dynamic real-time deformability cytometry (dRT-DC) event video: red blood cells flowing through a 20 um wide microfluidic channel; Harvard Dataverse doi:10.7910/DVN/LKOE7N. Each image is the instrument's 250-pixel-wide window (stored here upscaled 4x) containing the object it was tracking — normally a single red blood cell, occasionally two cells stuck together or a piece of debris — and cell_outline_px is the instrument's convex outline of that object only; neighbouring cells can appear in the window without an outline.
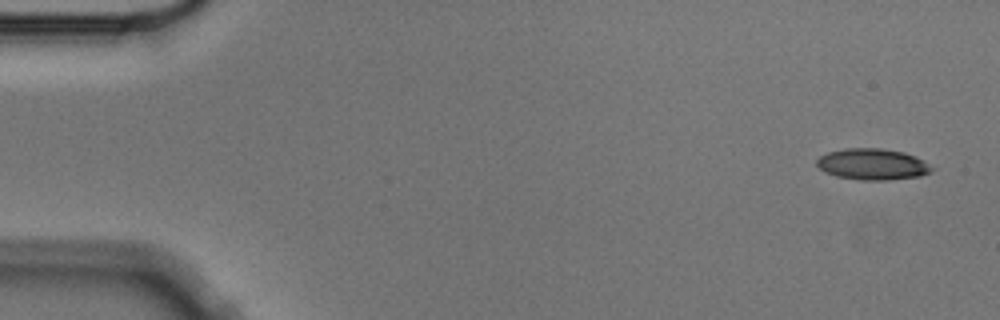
{"species": "Egyptian fruit bat (a non-hibernating species)", "species_latin": "Rousettus aegyptiacus", "temperature_condition": "cold", "stored_images_in_passage": 7, "camera_frame_rate_fps": 3000, "um_per_image_px": 0.085, "animal": {"sex": "male"}, "frame": {"image": 1, "passage_image": 1, "time_ms": 0.0, "image_size_px": [1000, 320], "cell_outline_px": [[936, 168], [932, 172], [920, 176], [888, 180], [860, 180], [836, 176], [824, 172], [816, 164], [816, 160], [820, 156], [828, 152], [844, 148], [880, 148], [904, 152], [916, 156], [924, 160]], "centroid_in_image_um": [74.2, 13.96], "position_along_channel_um": 10.8, "area_um2": 21.21}}
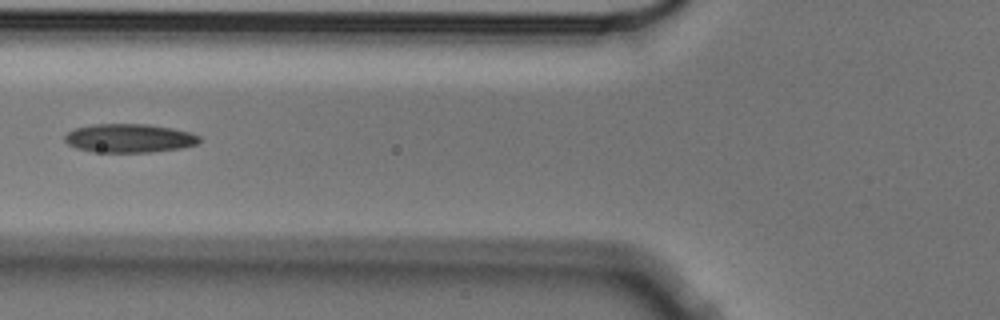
{"frame": {"image": 2, "passage_image": 5, "time_ms": 1.333, "image_size_px": [1000, 320], "cell_outline_px": [[200, 140], [196, 144], [180, 148], [152, 152], [92, 152], [76, 148], [68, 144], [64, 140], [64, 136], [68, 132], [76, 128], [92, 124], [148, 124], [172, 128], [192, 132], [200, 136]], "centroid_in_image_um": [10.98, 11.74], "position_along_channel_um": 114.8, "area_um2": 22.6}}
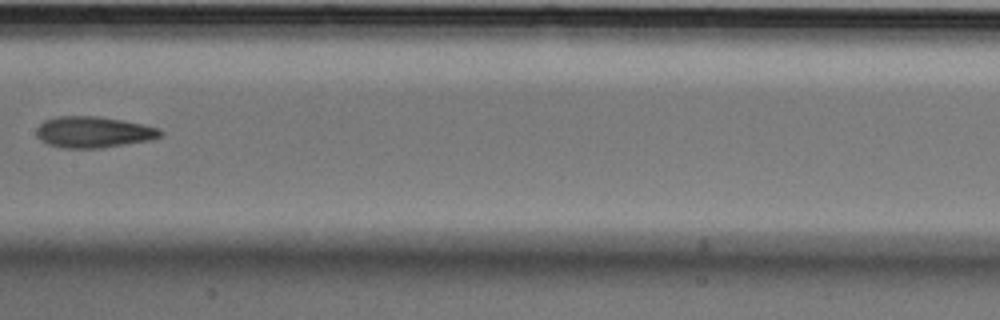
{"frame": {"image": 3, "passage_image": 7, "time_ms": 2.0, "image_size_px": [1000, 320], "cell_outline_px": [[164, 132], [160, 136], [152, 140], [100, 148], [64, 148], [48, 144], [40, 140], [36, 136], [36, 128], [44, 120], [56, 116], [96, 116], [124, 120], [144, 124], [160, 128]], "centroid_in_image_um": [7.95, 11.22], "position_along_channel_um": 199.4, "area_um2": 22.77}}